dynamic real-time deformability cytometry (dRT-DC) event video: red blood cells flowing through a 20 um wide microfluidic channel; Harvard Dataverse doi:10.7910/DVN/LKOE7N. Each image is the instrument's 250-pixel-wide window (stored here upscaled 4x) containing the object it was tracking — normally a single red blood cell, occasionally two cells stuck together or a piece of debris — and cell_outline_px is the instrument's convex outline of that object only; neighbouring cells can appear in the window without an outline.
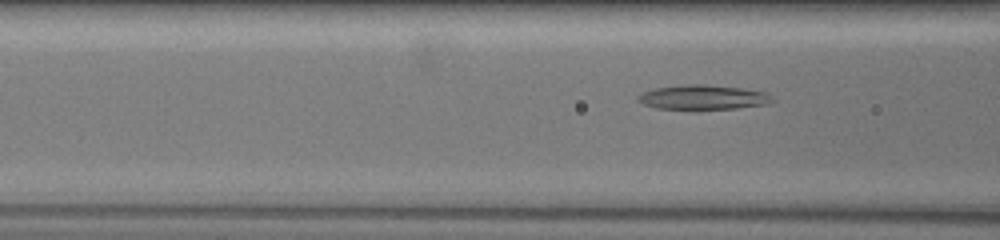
{"species": "common noctule bat (a hibernating species)", "species_latin": "Nyctalus noctula", "temperature_condition": "warm", "stored_images_in_passage": 16, "camera_frame_rate_fps": 3000, "um_per_image_px": 0.085, "animal": {"sex": "female", "body_mass_g": 19.5, "forearm_length_mm": 54.1}, "frame": {"image": 1, "passage_image": 7, "time_ms": 2.0, "image_size_px": [1000, 240], "cell_outline_px": [[776, 100], [768, 104], [736, 108], [696, 112], [692, 112], [656, 108], [644, 104], [636, 100], [636, 96], [644, 92], [656, 88], [692, 84], [704, 84], [740, 88], [764, 92]], "centroid_in_image_um": [59.72, 8.32], "position_along_channel_um": 106.9, "area_um2": 19.94}}
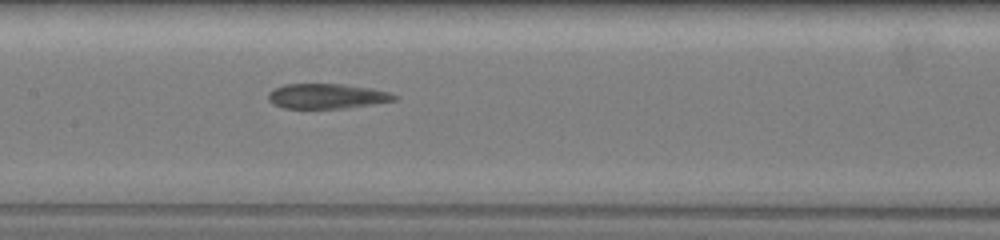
{"frame": {"image": 2, "passage_image": 14, "time_ms": 4.0, "image_size_px": [1000, 240], "cell_outline_px": [[396, 100], [344, 108], [284, 108], [272, 104], [268, 100], [268, 92], [284, 84], [340, 84], [372, 88], [388, 92], [396, 96]], "centroid_in_image_um": [27.73, 8.17], "position_along_channel_um": 179.7, "area_um2": 18.15}}
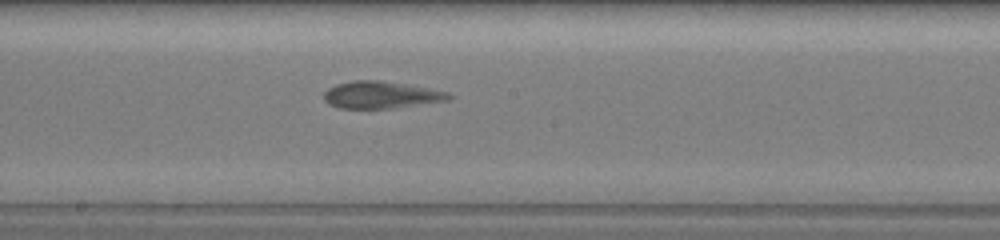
{"frame": {"image": 3, "passage_image": 16, "time_ms": 5.0, "image_size_px": [1000, 240], "cell_outline_px": [[452, 96], [448, 100], [396, 108], [340, 108], [328, 104], [324, 100], [324, 92], [328, 88], [336, 84], [356, 80], [376, 80], [448, 92]], "centroid_in_image_um": [32.33, 8.08], "position_along_channel_um": 215.9, "area_um2": 19.31}}